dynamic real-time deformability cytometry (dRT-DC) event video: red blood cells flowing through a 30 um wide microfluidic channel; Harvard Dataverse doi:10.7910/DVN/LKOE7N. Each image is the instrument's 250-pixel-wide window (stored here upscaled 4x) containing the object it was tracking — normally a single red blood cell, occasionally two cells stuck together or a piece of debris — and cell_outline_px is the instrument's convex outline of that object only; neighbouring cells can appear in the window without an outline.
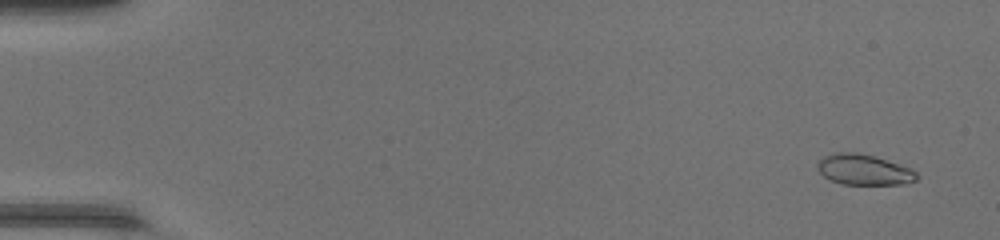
{"species": "common noctule bat (a hibernating species)", "species_latin": "Nyctalus noctula", "temperature_condition": "warm", "stored_images_in_passage": 50, "segment_of_instrument_passage": [1, 2], "camera_frame_rate_fps": 3000, "um_per_image_px": 0.085, "animal": {"sex": "female", "body_mass_g": 17.0, "forearm_length_mm": 48.0}, "frame": {"image": 1, "passage_image": 3, "time_ms": 0.667, "image_size_px": [1000, 240], "cell_outline_px": [[920, 176], [916, 180], [904, 184], [840, 184], [824, 176], [820, 172], [816, 164], [824, 156], [832, 152], [856, 152], [872, 156], [912, 168]], "centroid_in_image_um": [73.44, 14.42], "position_along_channel_um": 11.6, "area_um2": 17.63}}
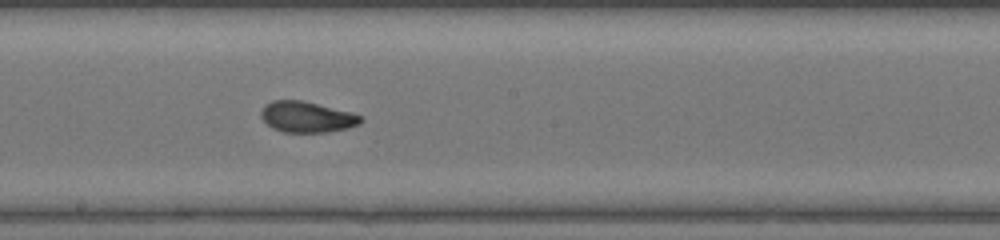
{"frame": {"image": 2, "passage_image": 28, "time_ms": 9.0, "image_size_px": [1000, 240], "cell_outline_px": [[364, 120], [360, 124], [348, 128], [324, 132], [284, 132], [272, 128], [260, 116], [260, 112], [264, 104], [272, 100], [300, 100], [352, 112], [360, 116]], "centroid_in_image_um": [26.07, 9.93], "position_along_channel_um": 222.1, "area_um2": 17.92}}
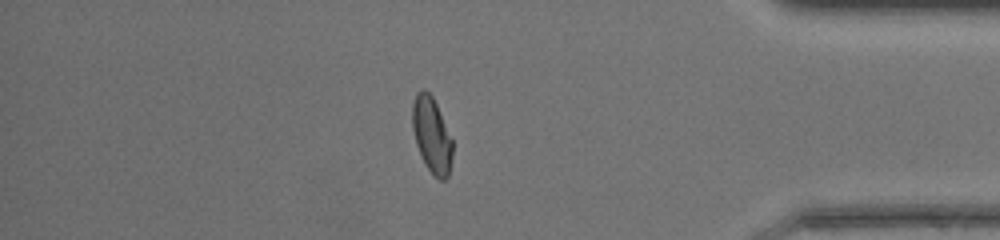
{"frame": {"image": 3, "passage_image": 42, "time_ms": 13.667, "image_size_px": [1000, 240], "cell_outline_px": [[452, 156], [448, 176], [444, 180], [440, 180], [432, 176], [424, 164], [416, 144], [412, 128], [412, 104], [416, 92], [420, 88], [424, 88], [432, 96], [436, 104], [452, 140]], "centroid_in_image_um": [36.67, 11.49], "position_along_channel_um": 398.5, "area_um2": 17.8}}